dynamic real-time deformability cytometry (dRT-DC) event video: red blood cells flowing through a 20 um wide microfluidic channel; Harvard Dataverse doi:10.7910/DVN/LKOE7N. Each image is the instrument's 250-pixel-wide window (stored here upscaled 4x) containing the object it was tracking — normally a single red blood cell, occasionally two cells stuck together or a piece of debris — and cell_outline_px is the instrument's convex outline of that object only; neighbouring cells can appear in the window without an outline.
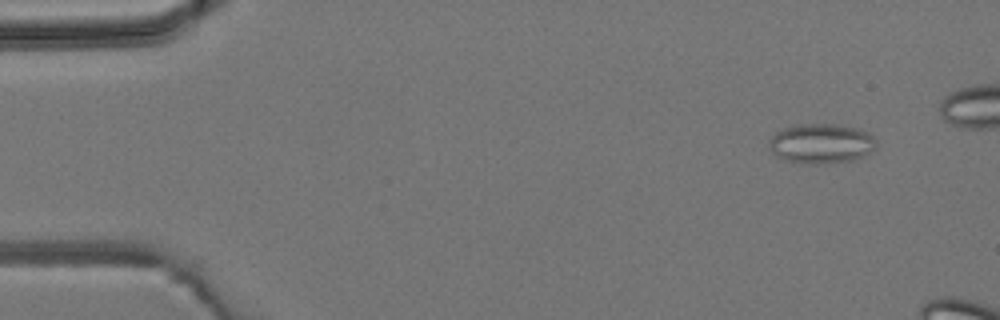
{"species": "common noctule bat (a hibernating species)", "species_latin": "Nyctalus noctula", "temperature_condition": "room temperature", "stored_images_in_passage": 6, "camera_frame_rate_fps": 3000, "um_per_image_px": 0.085, "animal": {"sex": "male", "body_mass_g": 19.2, "forearm_length_mm": 51.8}, "frame": {"image": 1, "passage_image": 1, "time_ms": 0.0, "image_size_px": [1000, 320], "cell_outline_px": [[876, 148], [864, 156], [852, 160], [816, 164], [808, 164], [784, 160], [776, 156], [772, 152], [768, 144], [768, 140], [776, 132], [784, 128], [796, 124], [836, 124], [860, 128], [868, 132], [876, 140]], "centroid_in_image_um": [69.8, 12.19], "position_along_channel_um": 15.2, "area_um2": 25.09}}